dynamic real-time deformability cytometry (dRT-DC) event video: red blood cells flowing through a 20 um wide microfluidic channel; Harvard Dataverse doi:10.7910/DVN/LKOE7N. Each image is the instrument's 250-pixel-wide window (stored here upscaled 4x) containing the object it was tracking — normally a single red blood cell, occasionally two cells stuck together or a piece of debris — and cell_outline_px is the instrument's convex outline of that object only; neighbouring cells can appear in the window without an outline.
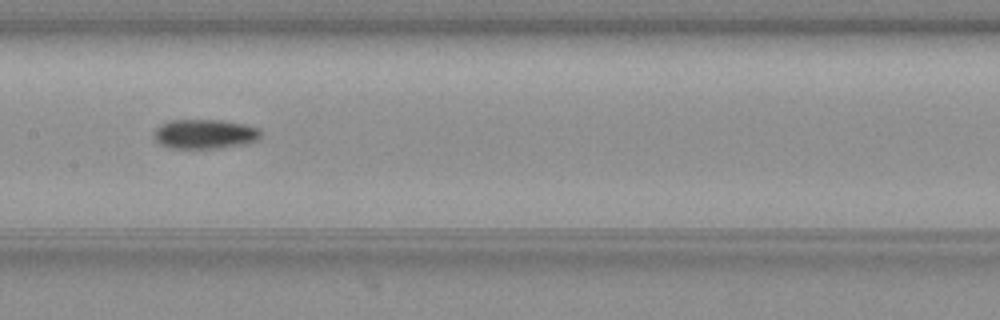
{"species": "common noctule bat (a hibernating species)", "species_latin": "Nyctalus noctula", "temperature_condition": "warm", "stored_images_in_passage": 18, "camera_frame_rate_fps": 3000, "um_per_image_px": 0.085, "animal": {"sex": "female", "body_mass_g": 19.3, "forearm_length_mm": 54.1}, "frame": {"image": 1, "passage_image": 13, "time_ms": 4.0, "image_size_px": [1000, 320], "cell_outline_px": [[264, 132], [256, 140], [248, 144], [224, 148], [168, 148], [160, 144], [156, 140], [156, 128], [160, 124], [172, 120], [220, 120], [244, 124], [260, 128]], "centroid_in_image_um": [17.47, 11.4], "position_along_channel_um": 189.9, "area_um2": 18.5}}
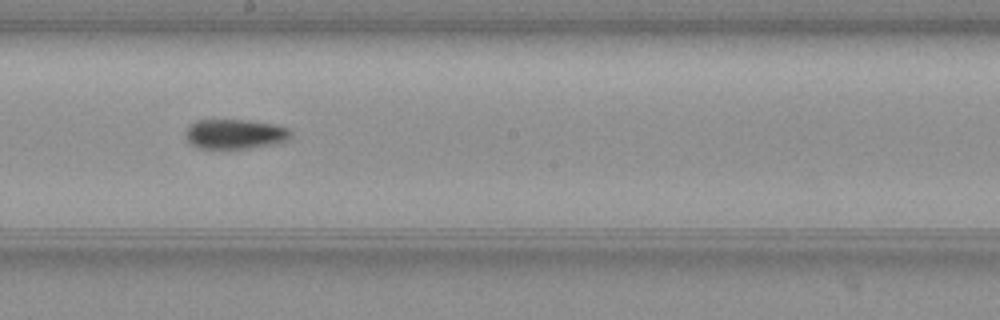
{"frame": {"image": 2, "passage_image": 16, "time_ms": 5.0, "image_size_px": [1000, 320], "cell_outline_px": [[288, 136], [284, 140], [272, 144], [248, 148], [200, 148], [192, 144], [188, 140], [188, 128], [196, 120], [248, 120], [272, 124], [288, 128]], "centroid_in_image_um": [19.95, 11.38], "position_along_channel_um": 228.3, "area_um2": 17.51}}